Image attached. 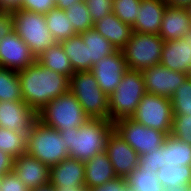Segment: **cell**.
Instances as JSON below:
<instances>
[{
    "label": "cell",
    "mask_w": 191,
    "mask_h": 191,
    "mask_svg": "<svg viewBox=\"0 0 191 191\" xmlns=\"http://www.w3.org/2000/svg\"><path fill=\"white\" fill-rule=\"evenodd\" d=\"M37 116L41 123L58 131L82 127L90 119L70 91L51 100Z\"/></svg>",
    "instance_id": "obj_5"
},
{
    "label": "cell",
    "mask_w": 191,
    "mask_h": 191,
    "mask_svg": "<svg viewBox=\"0 0 191 191\" xmlns=\"http://www.w3.org/2000/svg\"><path fill=\"white\" fill-rule=\"evenodd\" d=\"M191 35V23L186 9L166 6L159 36L164 41H174Z\"/></svg>",
    "instance_id": "obj_19"
},
{
    "label": "cell",
    "mask_w": 191,
    "mask_h": 191,
    "mask_svg": "<svg viewBox=\"0 0 191 191\" xmlns=\"http://www.w3.org/2000/svg\"><path fill=\"white\" fill-rule=\"evenodd\" d=\"M131 119L169 135L173 120L171 100L156 94L145 93Z\"/></svg>",
    "instance_id": "obj_9"
},
{
    "label": "cell",
    "mask_w": 191,
    "mask_h": 191,
    "mask_svg": "<svg viewBox=\"0 0 191 191\" xmlns=\"http://www.w3.org/2000/svg\"><path fill=\"white\" fill-rule=\"evenodd\" d=\"M31 191H56V189L53 185L49 183V184L37 187Z\"/></svg>",
    "instance_id": "obj_48"
},
{
    "label": "cell",
    "mask_w": 191,
    "mask_h": 191,
    "mask_svg": "<svg viewBox=\"0 0 191 191\" xmlns=\"http://www.w3.org/2000/svg\"><path fill=\"white\" fill-rule=\"evenodd\" d=\"M126 178L116 177L105 184L89 188V191H124L128 187Z\"/></svg>",
    "instance_id": "obj_40"
},
{
    "label": "cell",
    "mask_w": 191,
    "mask_h": 191,
    "mask_svg": "<svg viewBox=\"0 0 191 191\" xmlns=\"http://www.w3.org/2000/svg\"><path fill=\"white\" fill-rule=\"evenodd\" d=\"M164 43L158 34L133 32L130 40L121 49L127 68L143 71L160 64Z\"/></svg>",
    "instance_id": "obj_8"
},
{
    "label": "cell",
    "mask_w": 191,
    "mask_h": 191,
    "mask_svg": "<svg viewBox=\"0 0 191 191\" xmlns=\"http://www.w3.org/2000/svg\"><path fill=\"white\" fill-rule=\"evenodd\" d=\"M190 190H191V185L187 186L178 185L175 187H169L164 189V191H190Z\"/></svg>",
    "instance_id": "obj_47"
},
{
    "label": "cell",
    "mask_w": 191,
    "mask_h": 191,
    "mask_svg": "<svg viewBox=\"0 0 191 191\" xmlns=\"http://www.w3.org/2000/svg\"><path fill=\"white\" fill-rule=\"evenodd\" d=\"M128 70L121 50L104 56L96 62L91 72L95 76L100 89L110 96L120 84L123 74Z\"/></svg>",
    "instance_id": "obj_13"
},
{
    "label": "cell",
    "mask_w": 191,
    "mask_h": 191,
    "mask_svg": "<svg viewBox=\"0 0 191 191\" xmlns=\"http://www.w3.org/2000/svg\"><path fill=\"white\" fill-rule=\"evenodd\" d=\"M86 47L90 53V69L104 56H109L116 51V48L98 31L90 28L80 33Z\"/></svg>",
    "instance_id": "obj_26"
},
{
    "label": "cell",
    "mask_w": 191,
    "mask_h": 191,
    "mask_svg": "<svg viewBox=\"0 0 191 191\" xmlns=\"http://www.w3.org/2000/svg\"><path fill=\"white\" fill-rule=\"evenodd\" d=\"M26 153L51 167L68 157L60 132L37 120L27 138Z\"/></svg>",
    "instance_id": "obj_4"
},
{
    "label": "cell",
    "mask_w": 191,
    "mask_h": 191,
    "mask_svg": "<svg viewBox=\"0 0 191 191\" xmlns=\"http://www.w3.org/2000/svg\"><path fill=\"white\" fill-rule=\"evenodd\" d=\"M11 13L14 18V32L27 44L36 58L56 43L46 25L45 14L22 9Z\"/></svg>",
    "instance_id": "obj_7"
},
{
    "label": "cell",
    "mask_w": 191,
    "mask_h": 191,
    "mask_svg": "<svg viewBox=\"0 0 191 191\" xmlns=\"http://www.w3.org/2000/svg\"><path fill=\"white\" fill-rule=\"evenodd\" d=\"M114 130L110 120L90 118L82 127L59 130L68 156L86 162L105 151L108 136Z\"/></svg>",
    "instance_id": "obj_2"
},
{
    "label": "cell",
    "mask_w": 191,
    "mask_h": 191,
    "mask_svg": "<svg viewBox=\"0 0 191 191\" xmlns=\"http://www.w3.org/2000/svg\"><path fill=\"white\" fill-rule=\"evenodd\" d=\"M170 134L191 145V115H173Z\"/></svg>",
    "instance_id": "obj_35"
},
{
    "label": "cell",
    "mask_w": 191,
    "mask_h": 191,
    "mask_svg": "<svg viewBox=\"0 0 191 191\" xmlns=\"http://www.w3.org/2000/svg\"><path fill=\"white\" fill-rule=\"evenodd\" d=\"M45 17L46 25L56 42L60 43L77 34L66 16L65 10L55 7L46 13Z\"/></svg>",
    "instance_id": "obj_28"
},
{
    "label": "cell",
    "mask_w": 191,
    "mask_h": 191,
    "mask_svg": "<svg viewBox=\"0 0 191 191\" xmlns=\"http://www.w3.org/2000/svg\"><path fill=\"white\" fill-rule=\"evenodd\" d=\"M156 177L163 190L169 187H175L178 185L187 186L191 185V166L182 165H163L158 172Z\"/></svg>",
    "instance_id": "obj_27"
},
{
    "label": "cell",
    "mask_w": 191,
    "mask_h": 191,
    "mask_svg": "<svg viewBox=\"0 0 191 191\" xmlns=\"http://www.w3.org/2000/svg\"><path fill=\"white\" fill-rule=\"evenodd\" d=\"M0 191H30L14 172L0 177Z\"/></svg>",
    "instance_id": "obj_39"
},
{
    "label": "cell",
    "mask_w": 191,
    "mask_h": 191,
    "mask_svg": "<svg viewBox=\"0 0 191 191\" xmlns=\"http://www.w3.org/2000/svg\"><path fill=\"white\" fill-rule=\"evenodd\" d=\"M37 120V113L25 102L0 101V127L15 131L27 140Z\"/></svg>",
    "instance_id": "obj_11"
},
{
    "label": "cell",
    "mask_w": 191,
    "mask_h": 191,
    "mask_svg": "<svg viewBox=\"0 0 191 191\" xmlns=\"http://www.w3.org/2000/svg\"><path fill=\"white\" fill-rule=\"evenodd\" d=\"M173 71L191 74V35L174 41H165L161 62Z\"/></svg>",
    "instance_id": "obj_17"
},
{
    "label": "cell",
    "mask_w": 191,
    "mask_h": 191,
    "mask_svg": "<svg viewBox=\"0 0 191 191\" xmlns=\"http://www.w3.org/2000/svg\"><path fill=\"white\" fill-rule=\"evenodd\" d=\"M56 191H89L85 186H74V187H63V188H55Z\"/></svg>",
    "instance_id": "obj_46"
},
{
    "label": "cell",
    "mask_w": 191,
    "mask_h": 191,
    "mask_svg": "<svg viewBox=\"0 0 191 191\" xmlns=\"http://www.w3.org/2000/svg\"><path fill=\"white\" fill-rule=\"evenodd\" d=\"M105 152L117 177L127 178L138 167V153L114 130L108 136Z\"/></svg>",
    "instance_id": "obj_15"
},
{
    "label": "cell",
    "mask_w": 191,
    "mask_h": 191,
    "mask_svg": "<svg viewBox=\"0 0 191 191\" xmlns=\"http://www.w3.org/2000/svg\"><path fill=\"white\" fill-rule=\"evenodd\" d=\"M114 131L129 144L139 156L160 149L168 136L166 133L124 118L114 123Z\"/></svg>",
    "instance_id": "obj_10"
},
{
    "label": "cell",
    "mask_w": 191,
    "mask_h": 191,
    "mask_svg": "<svg viewBox=\"0 0 191 191\" xmlns=\"http://www.w3.org/2000/svg\"><path fill=\"white\" fill-rule=\"evenodd\" d=\"M163 166L161 148L139 156L138 167L154 174Z\"/></svg>",
    "instance_id": "obj_37"
},
{
    "label": "cell",
    "mask_w": 191,
    "mask_h": 191,
    "mask_svg": "<svg viewBox=\"0 0 191 191\" xmlns=\"http://www.w3.org/2000/svg\"><path fill=\"white\" fill-rule=\"evenodd\" d=\"M162 164L191 166V145L169 134L161 147Z\"/></svg>",
    "instance_id": "obj_23"
},
{
    "label": "cell",
    "mask_w": 191,
    "mask_h": 191,
    "mask_svg": "<svg viewBox=\"0 0 191 191\" xmlns=\"http://www.w3.org/2000/svg\"><path fill=\"white\" fill-rule=\"evenodd\" d=\"M27 140L15 131L0 127V150L16 159L26 152Z\"/></svg>",
    "instance_id": "obj_32"
},
{
    "label": "cell",
    "mask_w": 191,
    "mask_h": 191,
    "mask_svg": "<svg viewBox=\"0 0 191 191\" xmlns=\"http://www.w3.org/2000/svg\"><path fill=\"white\" fill-rule=\"evenodd\" d=\"M124 191H133V189L130 186H128Z\"/></svg>",
    "instance_id": "obj_50"
},
{
    "label": "cell",
    "mask_w": 191,
    "mask_h": 191,
    "mask_svg": "<svg viewBox=\"0 0 191 191\" xmlns=\"http://www.w3.org/2000/svg\"><path fill=\"white\" fill-rule=\"evenodd\" d=\"M84 162L67 157L55 166L50 167L49 183L55 188L85 186Z\"/></svg>",
    "instance_id": "obj_18"
},
{
    "label": "cell",
    "mask_w": 191,
    "mask_h": 191,
    "mask_svg": "<svg viewBox=\"0 0 191 191\" xmlns=\"http://www.w3.org/2000/svg\"><path fill=\"white\" fill-rule=\"evenodd\" d=\"M166 6L164 0H141L139 14L132 26L133 32L159 35Z\"/></svg>",
    "instance_id": "obj_20"
},
{
    "label": "cell",
    "mask_w": 191,
    "mask_h": 191,
    "mask_svg": "<svg viewBox=\"0 0 191 191\" xmlns=\"http://www.w3.org/2000/svg\"><path fill=\"white\" fill-rule=\"evenodd\" d=\"M93 28L108 40L116 50H121L133 33L132 26L122 22L113 12L95 22Z\"/></svg>",
    "instance_id": "obj_21"
},
{
    "label": "cell",
    "mask_w": 191,
    "mask_h": 191,
    "mask_svg": "<svg viewBox=\"0 0 191 191\" xmlns=\"http://www.w3.org/2000/svg\"><path fill=\"white\" fill-rule=\"evenodd\" d=\"M17 73L22 100L37 114L51 100L69 91L68 76L42 66L37 60Z\"/></svg>",
    "instance_id": "obj_1"
},
{
    "label": "cell",
    "mask_w": 191,
    "mask_h": 191,
    "mask_svg": "<svg viewBox=\"0 0 191 191\" xmlns=\"http://www.w3.org/2000/svg\"><path fill=\"white\" fill-rule=\"evenodd\" d=\"M69 91L90 118L109 120V96L100 89L91 71L75 72L70 77Z\"/></svg>",
    "instance_id": "obj_6"
},
{
    "label": "cell",
    "mask_w": 191,
    "mask_h": 191,
    "mask_svg": "<svg viewBox=\"0 0 191 191\" xmlns=\"http://www.w3.org/2000/svg\"><path fill=\"white\" fill-rule=\"evenodd\" d=\"M22 0H0V11L11 12L20 9Z\"/></svg>",
    "instance_id": "obj_43"
},
{
    "label": "cell",
    "mask_w": 191,
    "mask_h": 191,
    "mask_svg": "<svg viewBox=\"0 0 191 191\" xmlns=\"http://www.w3.org/2000/svg\"><path fill=\"white\" fill-rule=\"evenodd\" d=\"M14 158L0 150V177L13 172Z\"/></svg>",
    "instance_id": "obj_42"
},
{
    "label": "cell",
    "mask_w": 191,
    "mask_h": 191,
    "mask_svg": "<svg viewBox=\"0 0 191 191\" xmlns=\"http://www.w3.org/2000/svg\"><path fill=\"white\" fill-rule=\"evenodd\" d=\"M65 14L77 34L94 27V21L84 0L74 3L71 8L65 10Z\"/></svg>",
    "instance_id": "obj_31"
},
{
    "label": "cell",
    "mask_w": 191,
    "mask_h": 191,
    "mask_svg": "<svg viewBox=\"0 0 191 191\" xmlns=\"http://www.w3.org/2000/svg\"><path fill=\"white\" fill-rule=\"evenodd\" d=\"M173 115H191V75L170 98Z\"/></svg>",
    "instance_id": "obj_33"
},
{
    "label": "cell",
    "mask_w": 191,
    "mask_h": 191,
    "mask_svg": "<svg viewBox=\"0 0 191 191\" xmlns=\"http://www.w3.org/2000/svg\"><path fill=\"white\" fill-rule=\"evenodd\" d=\"M14 18L11 12L0 11V39L14 31Z\"/></svg>",
    "instance_id": "obj_41"
},
{
    "label": "cell",
    "mask_w": 191,
    "mask_h": 191,
    "mask_svg": "<svg viewBox=\"0 0 191 191\" xmlns=\"http://www.w3.org/2000/svg\"><path fill=\"white\" fill-rule=\"evenodd\" d=\"M84 166L85 187L87 189L100 186L117 177L105 151L84 162Z\"/></svg>",
    "instance_id": "obj_22"
},
{
    "label": "cell",
    "mask_w": 191,
    "mask_h": 191,
    "mask_svg": "<svg viewBox=\"0 0 191 191\" xmlns=\"http://www.w3.org/2000/svg\"><path fill=\"white\" fill-rule=\"evenodd\" d=\"M186 12H187V15L190 19V23H191V4L186 8Z\"/></svg>",
    "instance_id": "obj_49"
},
{
    "label": "cell",
    "mask_w": 191,
    "mask_h": 191,
    "mask_svg": "<svg viewBox=\"0 0 191 191\" xmlns=\"http://www.w3.org/2000/svg\"><path fill=\"white\" fill-rule=\"evenodd\" d=\"M146 93L171 98L184 83L189 74L173 71L162 64L154 65L142 71Z\"/></svg>",
    "instance_id": "obj_12"
},
{
    "label": "cell",
    "mask_w": 191,
    "mask_h": 191,
    "mask_svg": "<svg viewBox=\"0 0 191 191\" xmlns=\"http://www.w3.org/2000/svg\"><path fill=\"white\" fill-rule=\"evenodd\" d=\"M75 72L91 71L89 48L85 46L81 34H76L60 42Z\"/></svg>",
    "instance_id": "obj_24"
},
{
    "label": "cell",
    "mask_w": 191,
    "mask_h": 191,
    "mask_svg": "<svg viewBox=\"0 0 191 191\" xmlns=\"http://www.w3.org/2000/svg\"><path fill=\"white\" fill-rule=\"evenodd\" d=\"M94 23L112 13L113 0H84Z\"/></svg>",
    "instance_id": "obj_36"
},
{
    "label": "cell",
    "mask_w": 191,
    "mask_h": 191,
    "mask_svg": "<svg viewBox=\"0 0 191 191\" xmlns=\"http://www.w3.org/2000/svg\"><path fill=\"white\" fill-rule=\"evenodd\" d=\"M112 12L124 23L133 26L139 14L141 0H113Z\"/></svg>",
    "instance_id": "obj_34"
},
{
    "label": "cell",
    "mask_w": 191,
    "mask_h": 191,
    "mask_svg": "<svg viewBox=\"0 0 191 191\" xmlns=\"http://www.w3.org/2000/svg\"><path fill=\"white\" fill-rule=\"evenodd\" d=\"M36 60L44 67L69 78L75 73L61 43L56 42L45 50Z\"/></svg>",
    "instance_id": "obj_25"
},
{
    "label": "cell",
    "mask_w": 191,
    "mask_h": 191,
    "mask_svg": "<svg viewBox=\"0 0 191 191\" xmlns=\"http://www.w3.org/2000/svg\"><path fill=\"white\" fill-rule=\"evenodd\" d=\"M168 6L186 9L190 4L191 0H164Z\"/></svg>",
    "instance_id": "obj_44"
},
{
    "label": "cell",
    "mask_w": 191,
    "mask_h": 191,
    "mask_svg": "<svg viewBox=\"0 0 191 191\" xmlns=\"http://www.w3.org/2000/svg\"><path fill=\"white\" fill-rule=\"evenodd\" d=\"M35 61L30 48L14 31L0 39V67L19 72Z\"/></svg>",
    "instance_id": "obj_14"
},
{
    "label": "cell",
    "mask_w": 191,
    "mask_h": 191,
    "mask_svg": "<svg viewBox=\"0 0 191 191\" xmlns=\"http://www.w3.org/2000/svg\"><path fill=\"white\" fill-rule=\"evenodd\" d=\"M83 0H56V7L62 10H67L71 8L74 3L80 2Z\"/></svg>",
    "instance_id": "obj_45"
},
{
    "label": "cell",
    "mask_w": 191,
    "mask_h": 191,
    "mask_svg": "<svg viewBox=\"0 0 191 191\" xmlns=\"http://www.w3.org/2000/svg\"><path fill=\"white\" fill-rule=\"evenodd\" d=\"M56 7V0H22L20 9L46 14Z\"/></svg>",
    "instance_id": "obj_38"
},
{
    "label": "cell",
    "mask_w": 191,
    "mask_h": 191,
    "mask_svg": "<svg viewBox=\"0 0 191 191\" xmlns=\"http://www.w3.org/2000/svg\"><path fill=\"white\" fill-rule=\"evenodd\" d=\"M13 172L30 191L49 184L50 167L26 152L14 159Z\"/></svg>",
    "instance_id": "obj_16"
},
{
    "label": "cell",
    "mask_w": 191,
    "mask_h": 191,
    "mask_svg": "<svg viewBox=\"0 0 191 191\" xmlns=\"http://www.w3.org/2000/svg\"><path fill=\"white\" fill-rule=\"evenodd\" d=\"M126 180L133 191H164L156 174L139 167H137Z\"/></svg>",
    "instance_id": "obj_30"
},
{
    "label": "cell",
    "mask_w": 191,
    "mask_h": 191,
    "mask_svg": "<svg viewBox=\"0 0 191 191\" xmlns=\"http://www.w3.org/2000/svg\"><path fill=\"white\" fill-rule=\"evenodd\" d=\"M0 101H23L18 73L0 67Z\"/></svg>",
    "instance_id": "obj_29"
},
{
    "label": "cell",
    "mask_w": 191,
    "mask_h": 191,
    "mask_svg": "<svg viewBox=\"0 0 191 191\" xmlns=\"http://www.w3.org/2000/svg\"><path fill=\"white\" fill-rule=\"evenodd\" d=\"M145 93L142 71L128 69L109 96V120L115 123L120 119L131 118Z\"/></svg>",
    "instance_id": "obj_3"
}]
</instances>
